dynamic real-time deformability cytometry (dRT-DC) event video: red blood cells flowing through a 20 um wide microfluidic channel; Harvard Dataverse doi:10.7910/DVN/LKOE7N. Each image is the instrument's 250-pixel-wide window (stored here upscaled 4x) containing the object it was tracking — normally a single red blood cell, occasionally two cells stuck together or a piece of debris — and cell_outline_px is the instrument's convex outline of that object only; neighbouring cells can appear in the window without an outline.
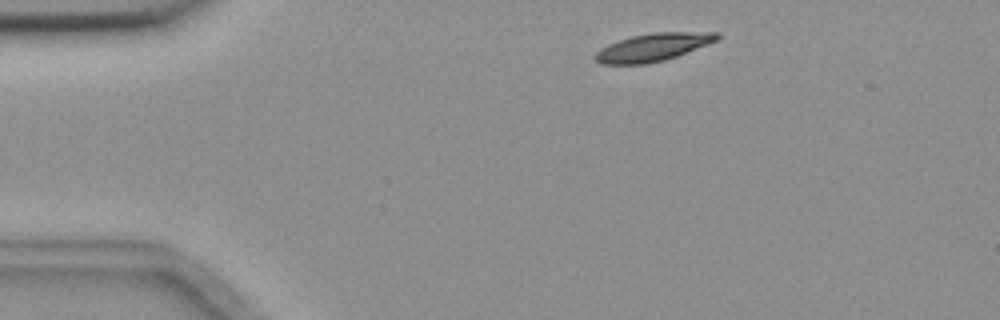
{"species": "common noctule bat (a hibernating species)", "species_latin": "Nyctalus noctula", "temperature_condition": "room temperature", "stored_images_in_passage": 35, "camera_frame_rate_fps": 3000, "um_per_image_px": 0.085, "animal": {"sex": "female", "body_mass_g": 18.4}, "frame": {"image": 1, "passage_image": 2, "time_ms": 0.333, "image_size_px": [1000, 320], "cell_outline_px": [[716, 36], [708, 40], [680, 52], [668, 56], [652, 60], [600, 60], [628, 40], [644, 36]], "centroid_in_image_um": [55.61, 4.02], "position_along_channel_um": 29.4, "area_um2": 12.2}}
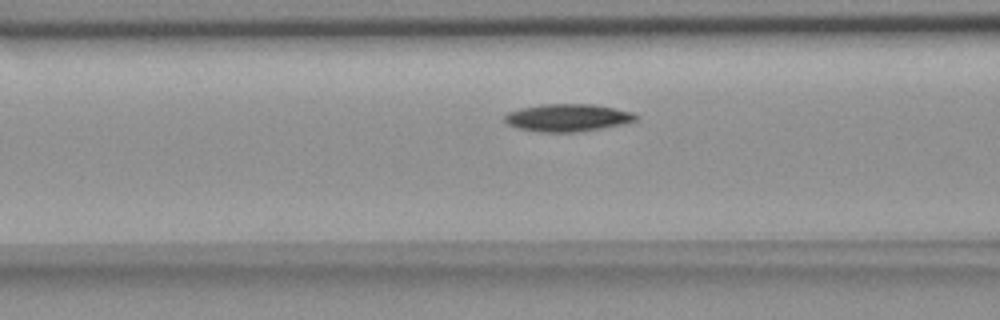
{"frame": {"image": 2, "passage_image": 14, "time_ms": 4.333, "image_size_px": [1000, 320], "cell_outline_px": [[628, 116], [620, 120], [600, 124], [572, 128], [544, 128], [520, 124], [512, 120], [516, 116], [556, 108], [592, 108], [616, 112]], "centroid_in_image_um": [48.31, 10.02], "position_along_channel_um": 118.3, "area_um2": 11.91}}